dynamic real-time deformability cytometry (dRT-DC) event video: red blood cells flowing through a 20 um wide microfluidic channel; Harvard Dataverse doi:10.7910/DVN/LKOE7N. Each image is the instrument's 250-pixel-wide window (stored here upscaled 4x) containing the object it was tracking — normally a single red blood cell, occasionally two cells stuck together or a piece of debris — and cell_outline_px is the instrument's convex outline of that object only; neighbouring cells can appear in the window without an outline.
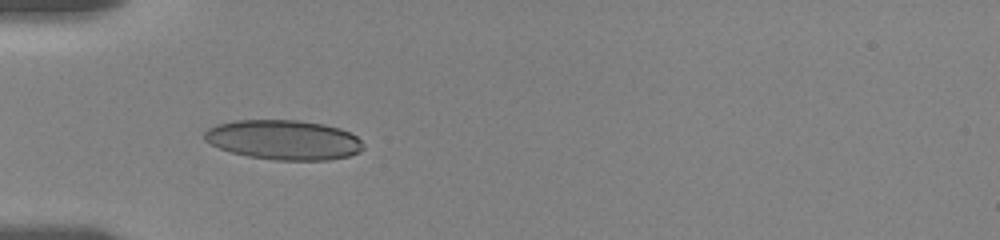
{"species": "human", "species_latin": "Homo sapiens", "temperature_condition": "room temperature", "stored_images_in_passage": 17, "camera_frame_rate_fps": 3000, "um_per_image_px": 0.085, "donor": {"sex": "female"}, "frame": {"image": 1, "passage_image": 1, "time_ms": 0.0, "image_size_px": [1000, 240], "cell_outline_px": [[364, 148], [360, 152], [348, 156], [328, 160], [276, 160], [248, 156], [232, 152], [220, 148], [204, 140], [204, 132], [208, 128], [216, 124], [236, 120], [300, 120], [324, 124], [340, 128], [356, 136], [364, 144]], "centroid_in_image_um": [24.12, 11.88], "position_along_channel_um": 60.9, "area_um2": 36.82}}
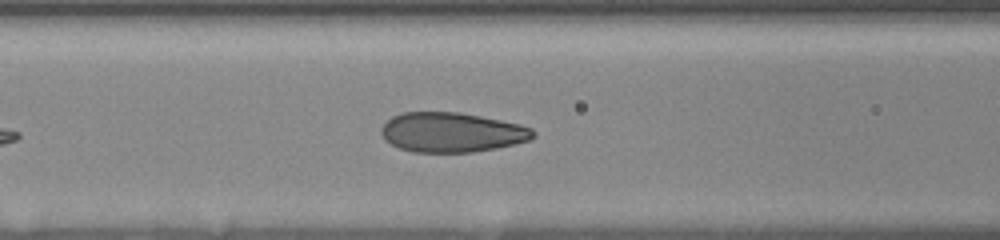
{"frame": {"image": 2, "passage_image": 13, "time_ms": 2.0, "image_size_px": [1000, 240], "cell_outline_px": [[536, 136], [532, 140], [496, 148], [472, 152], [412, 152], [400, 148], [384, 140], [380, 132], [380, 128], [392, 116], [404, 112], [460, 112], [520, 124], [532, 128], [536, 132]], "centroid_in_image_um": [38.41, 11.25], "position_along_channel_um": 128.2, "area_um2": 35.32}}
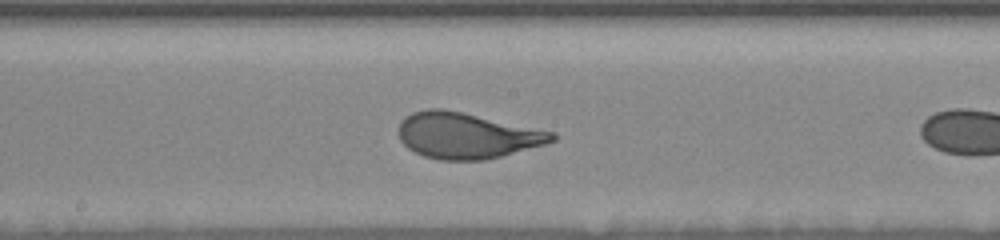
{"frame": {"image": 3, "passage_image": 16, "time_ms": 3.0, "image_size_px": [1000, 240], "cell_outline_px": [[556, 140], [544, 144], [500, 156], [484, 160], [440, 160], [424, 156], [408, 148], [400, 140], [400, 120], [404, 116], [412, 112], [428, 108], [444, 108], [464, 112], [556, 132]], "centroid_in_image_um": [39.67, 11.5], "position_along_channel_um": 208.5, "area_um2": 41.1}}